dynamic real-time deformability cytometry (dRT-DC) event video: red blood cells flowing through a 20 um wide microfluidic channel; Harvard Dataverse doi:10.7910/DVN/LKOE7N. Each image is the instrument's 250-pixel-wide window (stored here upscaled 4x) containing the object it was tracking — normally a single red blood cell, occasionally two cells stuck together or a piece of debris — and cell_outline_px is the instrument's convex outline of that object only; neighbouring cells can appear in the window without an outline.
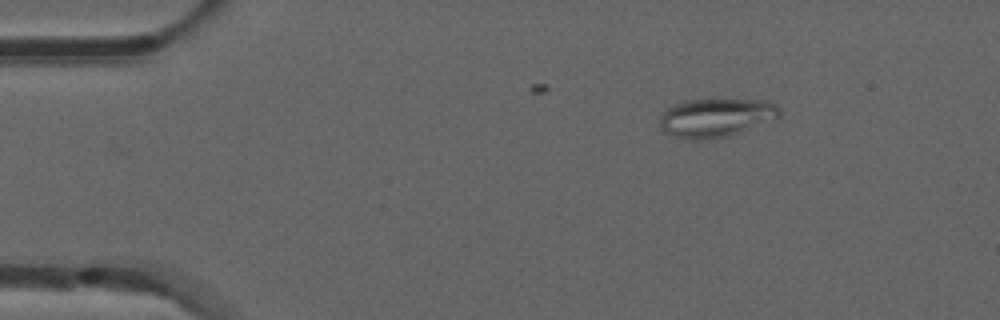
{"species": "common noctule bat (a hibernating species)", "species_latin": "Nyctalus noctula", "temperature_condition": "room temperature", "stored_images_in_passage": 10, "camera_frame_rate_fps": 3000, "um_per_image_px": 0.085, "animal": {"sex": "male", "forearm_length_mm": 52.5}, "frame": {"image": 1, "passage_image": 1, "time_ms": 0.0, "image_size_px": [1000, 320], "cell_outline_px": [[780, 116], [728, 136], [712, 140], [692, 140], [672, 136], [664, 132], [660, 128], [660, 116], [672, 104], [684, 100], [764, 100], [776, 104], [780, 108]], "centroid_in_image_um": [60.79, 10.01], "position_along_channel_um": 24.2, "area_um2": 26.88}}